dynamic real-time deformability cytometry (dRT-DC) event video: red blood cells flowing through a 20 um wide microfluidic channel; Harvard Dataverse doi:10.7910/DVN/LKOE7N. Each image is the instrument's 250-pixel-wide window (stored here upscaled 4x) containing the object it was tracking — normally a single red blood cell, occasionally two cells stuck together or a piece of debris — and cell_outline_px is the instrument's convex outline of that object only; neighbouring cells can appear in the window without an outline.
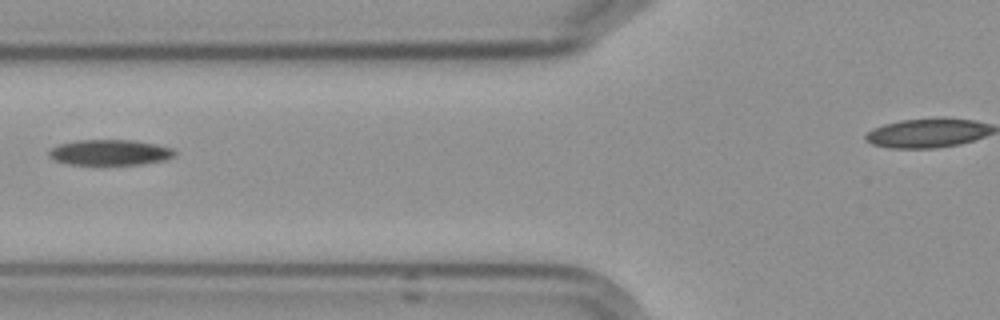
{"species": "Egyptian fruit bat (a non-hibernating species)", "species_latin": "Rousettus aegyptiacus", "temperature_condition": "cold", "stored_images_in_passage": 3, "segment_of_instrument_passage": [1, 2], "camera_frame_rate_fps": 3000, "um_per_image_px": 0.085, "frame": {"image": 1, "passage_image": 2, "time_ms": 1.333, "image_size_px": [1000, 320], "cell_outline_px": [[176, 156], [164, 160], [140, 164], [72, 164], [56, 160], [48, 156], [48, 152], [56, 144], [76, 140], [136, 140], [156, 144], [172, 148], [176, 152]], "centroid_in_image_um": [9.36, 12.94], "position_along_channel_um": 116.4, "area_um2": 18.73}}